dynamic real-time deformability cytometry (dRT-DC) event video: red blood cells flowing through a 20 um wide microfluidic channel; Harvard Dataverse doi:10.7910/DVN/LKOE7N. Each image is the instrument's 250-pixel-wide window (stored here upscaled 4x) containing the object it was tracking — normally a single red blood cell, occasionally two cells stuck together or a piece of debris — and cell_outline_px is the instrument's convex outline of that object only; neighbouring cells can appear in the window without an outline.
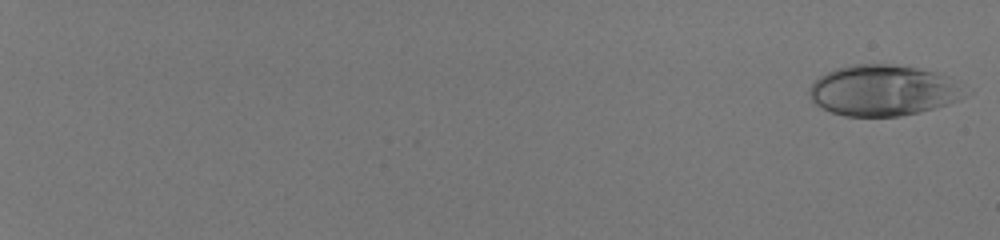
{"species": "human", "species_latin": "Homo sapiens", "temperature_condition": "room temperature", "stored_images_in_passage": 55, "camera_frame_rate_fps": 3000, "um_per_image_px": 0.085, "donor": {"sex": "male"}, "frame": {"image": 1, "passage_image": 1, "time_ms": 0.0, "image_size_px": [1000, 240], "cell_outline_px": [[964, 96], [960, 100], [948, 104], [920, 112], [900, 116], [844, 116], [832, 112], [816, 104], [808, 96], [808, 88], [820, 76], [828, 72], [852, 64], [888, 64], [916, 68], [948, 76], [964, 92]], "centroid_in_image_um": [75.02, 7.7], "position_along_channel_um": 10.0, "area_um2": 45.55}}
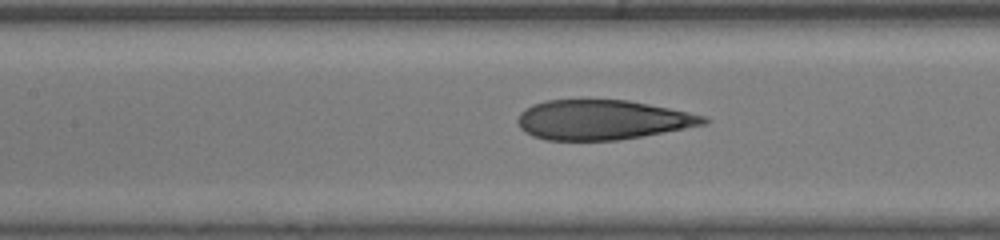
{"frame": {"image": 2, "passage_image": 32, "time_ms": 10.333, "image_size_px": [1000, 240], "cell_outline_px": [[708, 124], [620, 140], [544, 140], [532, 136], [524, 132], [520, 128], [516, 120], [520, 112], [524, 108], [532, 104], [548, 100], [628, 100], [708, 116]], "centroid_in_image_um": [51.17, 10.19], "position_along_channel_um": 156.2, "area_um2": 43.18}}
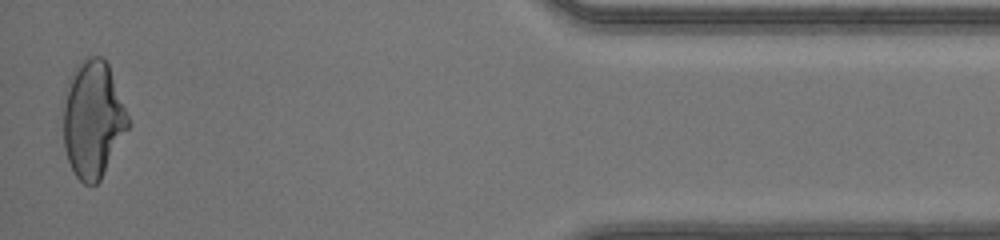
{"frame": {"image": 3, "passage_image": 55, "time_ms": 18.0, "image_size_px": [1000, 240], "cell_outline_px": [[132, 124], [100, 180], [96, 184], [84, 184], [76, 176], [68, 160], [64, 148], [60, 108], [68, 76], [76, 64], [84, 56], [104, 56], [108, 64]], "centroid_in_image_um": [7.86, 10.09], "position_along_channel_um": 427.3, "area_um2": 45.66}, "authors_computed_cell_mechanics": {"area_um2": 43.9858, "velocity_mm_per_s": 4.1696, "shape_relaxation_time_tau1_ms": null, "shape_relaxation_time_tau2_ms": 0.8479, "deformation_change_tau1": null, "deformation_change_tau2": 0.0836}}